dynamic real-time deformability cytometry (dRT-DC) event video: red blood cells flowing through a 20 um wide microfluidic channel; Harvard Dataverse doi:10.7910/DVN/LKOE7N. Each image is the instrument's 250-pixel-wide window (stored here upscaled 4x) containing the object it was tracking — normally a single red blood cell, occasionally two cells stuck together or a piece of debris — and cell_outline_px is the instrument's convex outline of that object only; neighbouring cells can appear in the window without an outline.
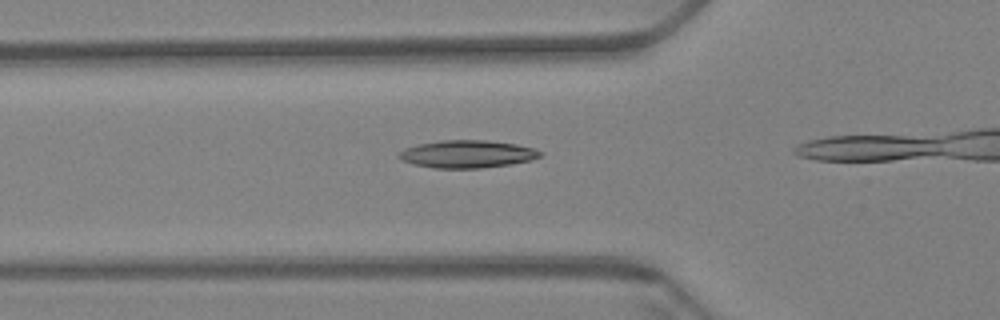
{"species": "Egyptian fruit bat (a non-hibernating species)", "species_latin": "Rousettus aegyptiacus", "temperature_condition": "warm", "stored_images_in_passage": 7, "camera_frame_rate_fps": 3000, "um_per_image_px": 0.085, "animal": {"sex": "female"}, "frame": {"image": 1, "passage_image": 2, "time_ms": 0.333, "image_size_px": [1000, 320], "cell_outline_px": [[544, 152], [540, 156], [532, 160], [512, 164], [480, 168], [436, 168], [412, 164], [396, 156], [404, 148], [420, 144], [440, 140], [484, 140], [516, 144], [532, 148]], "centroid_in_image_um": [39.73, 13.09], "position_along_channel_um": 86.1, "area_um2": 22.66}}
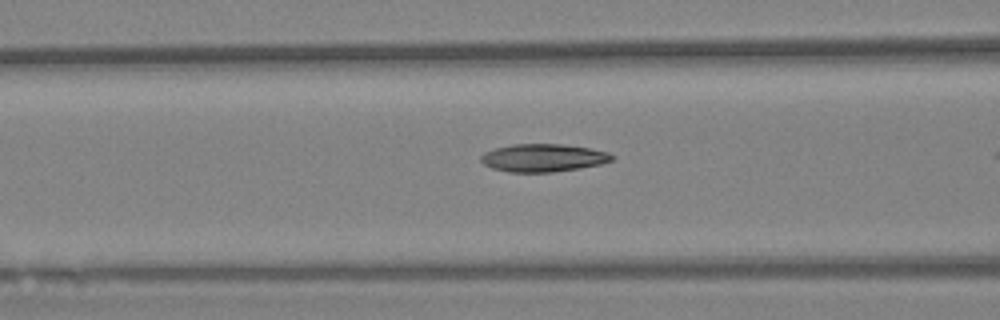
{"frame": {"image": 2, "passage_image": 5, "time_ms": 1.333, "image_size_px": [1000, 320], "cell_outline_px": [[616, 156], [612, 160], [600, 164], [580, 168], [552, 172], [508, 172], [492, 168], [484, 164], [480, 160], [480, 156], [484, 152], [496, 148], [512, 144], [564, 144], [592, 148], [608, 152]], "centroid_in_image_um": [46.18, 13.41], "position_along_channel_um": 120.4, "area_um2": 21.39}}